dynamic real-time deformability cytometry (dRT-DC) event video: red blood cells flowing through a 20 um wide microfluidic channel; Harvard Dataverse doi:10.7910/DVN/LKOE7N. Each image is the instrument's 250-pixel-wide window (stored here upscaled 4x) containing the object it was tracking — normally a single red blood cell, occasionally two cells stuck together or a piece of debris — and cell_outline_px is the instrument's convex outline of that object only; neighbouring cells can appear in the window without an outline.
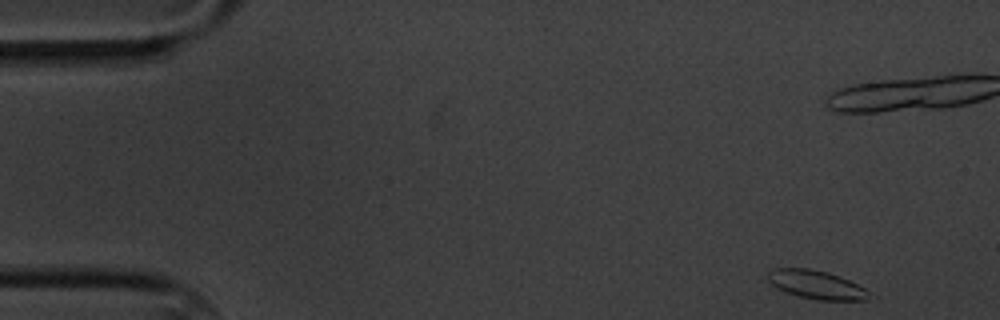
{"species": "common noctule bat (a hibernating species)", "species_latin": "Nyctalus noctula", "temperature_condition": "cold", "stored_images_in_passage": 11, "camera_frame_rate_fps": 3000, "um_per_image_px": 0.085, "animal": {"sex": "male", "body_mass_g": 20.1, "forearm_length_mm": 53.5}, "frame": {"image": 1, "passage_image": 1, "time_ms": 0.0, "image_size_px": [1000, 320], "cell_outline_px": [[876, 296], [868, 300], [816, 300], [800, 296], [776, 288], [768, 280], [768, 272], [772, 268], [808, 268], [828, 272], [840, 276], [864, 288]], "centroid_in_image_um": [69.44, 24.2], "position_along_channel_um": 15.6, "area_um2": 16.94}}